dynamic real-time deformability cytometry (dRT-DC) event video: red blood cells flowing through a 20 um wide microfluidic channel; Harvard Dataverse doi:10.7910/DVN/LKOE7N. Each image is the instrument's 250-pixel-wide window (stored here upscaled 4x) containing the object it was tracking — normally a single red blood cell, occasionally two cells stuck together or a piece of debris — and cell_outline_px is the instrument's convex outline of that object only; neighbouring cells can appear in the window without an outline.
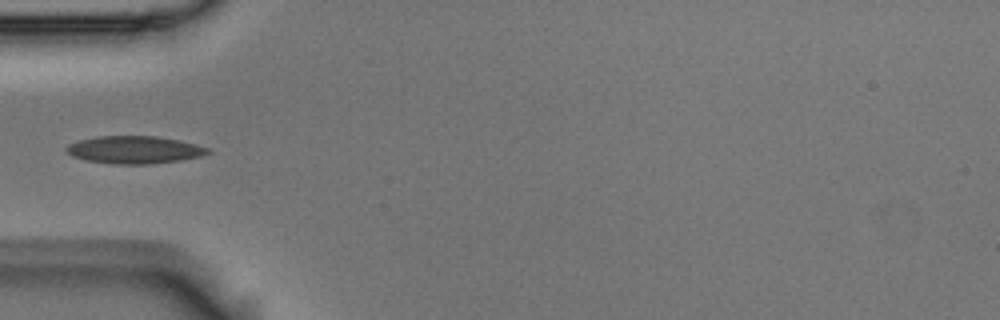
{"species": "Egyptian fruit bat (a non-hibernating species)", "species_latin": "Rousettus aegyptiacus", "temperature_condition": "room temperature", "stored_images_in_passage": 5, "camera_frame_rate_fps": 3000, "um_per_image_px": 0.085, "animal": {"sex": "male"}, "frame": {"image": 1, "passage_image": 5, "time_ms": 1.333, "image_size_px": [1000, 320], "cell_outline_px": [[212, 152], [200, 156], [180, 160], [152, 164], [112, 164], [88, 160], [72, 156], [64, 148], [68, 144], [80, 140], [96, 136], [156, 136], [180, 140], [212, 148]], "centroid_in_image_um": [11.46, 12.73], "position_along_channel_um": 73.5, "area_um2": 22.83}}